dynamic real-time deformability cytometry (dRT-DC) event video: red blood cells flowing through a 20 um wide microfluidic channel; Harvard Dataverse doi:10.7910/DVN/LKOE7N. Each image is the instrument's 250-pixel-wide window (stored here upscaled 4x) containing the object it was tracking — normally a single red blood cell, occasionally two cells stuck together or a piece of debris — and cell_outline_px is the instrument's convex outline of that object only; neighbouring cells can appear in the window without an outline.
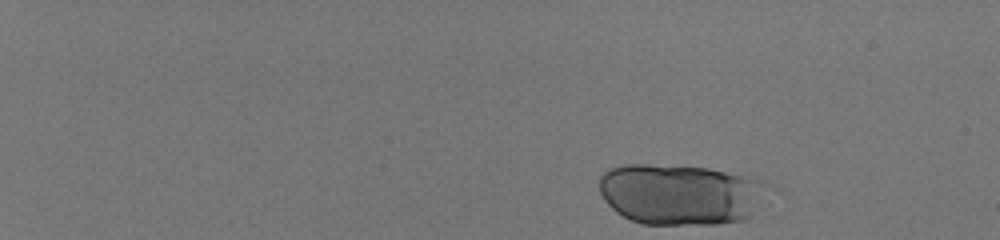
{"species": "human", "species_latin": "Homo sapiens", "temperature_condition": "room temperature", "stored_images_in_passage": 48, "camera_frame_rate_fps": 3000, "um_per_image_px": 0.085, "donor": {"sex": "male"}, "frame": {"image": 1, "passage_image": 1, "time_ms": 0.0, "image_size_px": [1000, 240], "cell_outline_px": [[776, 188], [744, 220], [716, 224], [640, 224], [616, 212], [604, 200], [600, 192], [600, 176], [604, 172], [612, 168], [624, 164], [644, 164], [708, 168], [756, 176], [772, 184]], "centroid_in_image_um": [57.96, 16.5], "position_along_channel_um": 27.0, "area_um2": 60.86}}
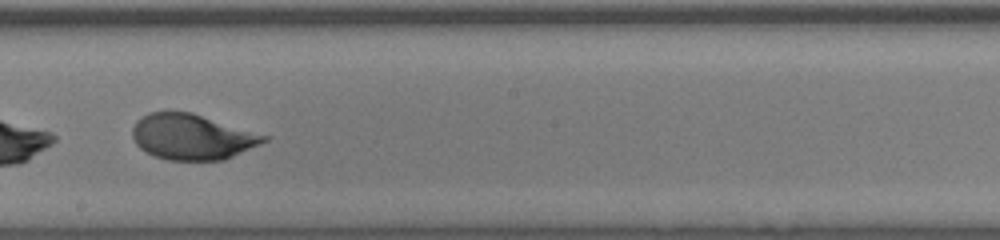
{"frame": {"image": 2, "passage_image": 30, "time_ms": 9.667, "image_size_px": [1000, 240], "cell_outline_px": [[272, 136], [268, 140], [260, 144], [224, 160], [168, 160], [156, 156], [140, 148], [136, 144], [132, 136], [132, 128], [136, 120], [148, 112], [192, 112]], "centroid_in_image_um": [16.36, 11.62], "position_along_channel_um": 231.8, "area_um2": 35.08}}
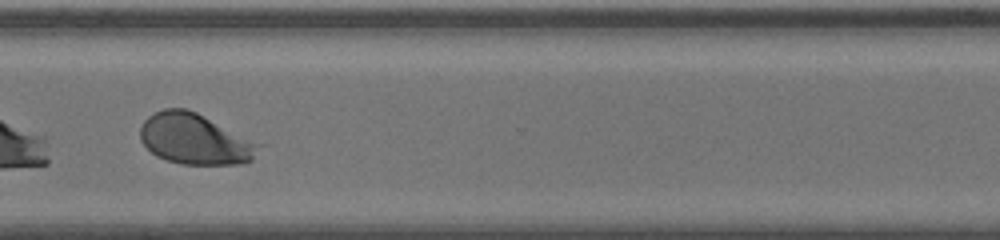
{"frame": {"image": 3, "passage_image": 39, "time_ms": 12.667, "image_size_px": [1000, 240], "cell_outline_px": [[264, 144], [252, 160], [240, 164], [180, 164], [156, 156], [140, 140], [140, 128], [144, 120], [148, 116], [164, 108], [188, 108]], "centroid_in_image_um": [16.6, 11.81], "position_along_channel_um": 354.0, "area_um2": 35.32}, "authors_computed_cell_mechanics": {"area_um2": 35.836, "velocity_mm_per_s": 4.0692, "shape_relaxation_time_tau1_ms": 2.9588, "shape_relaxation_time_tau2_ms": null, "deformation_change_tau1": 0.1764, "deformation_change_tau2": null}}